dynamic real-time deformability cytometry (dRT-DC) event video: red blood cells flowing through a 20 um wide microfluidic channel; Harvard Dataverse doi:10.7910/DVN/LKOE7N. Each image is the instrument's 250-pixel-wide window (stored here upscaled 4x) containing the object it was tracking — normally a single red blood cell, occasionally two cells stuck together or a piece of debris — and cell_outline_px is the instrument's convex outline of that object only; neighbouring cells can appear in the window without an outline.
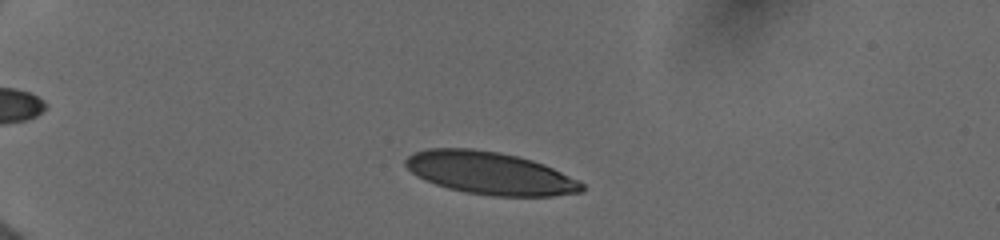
{"species": "human", "species_latin": "Homo sapiens", "temperature_condition": "cold", "stored_images_in_passage": 13, "camera_frame_rate_fps": 3000, "um_per_image_px": 0.085, "donor": {"sex": "female"}, "frame": {"image": 1, "passage_image": 3, "time_ms": 0.333, "image_size_px": [1000, 240], "cell_outline_px": [[584, 192], [552, 196], [492, 196], [468, 192], [448, 188], [436, 184], [412, 172], [404, 164], [404, 160], [408, 156], [416, 152], [428, 148], [472, 148], [500, 152], [532, 160], [544, 164], [584, 184]], "centroid_in_image_um": [41.66, 14.71], "position_along_channel_um": 43.3, "area_um2": 43.35}}